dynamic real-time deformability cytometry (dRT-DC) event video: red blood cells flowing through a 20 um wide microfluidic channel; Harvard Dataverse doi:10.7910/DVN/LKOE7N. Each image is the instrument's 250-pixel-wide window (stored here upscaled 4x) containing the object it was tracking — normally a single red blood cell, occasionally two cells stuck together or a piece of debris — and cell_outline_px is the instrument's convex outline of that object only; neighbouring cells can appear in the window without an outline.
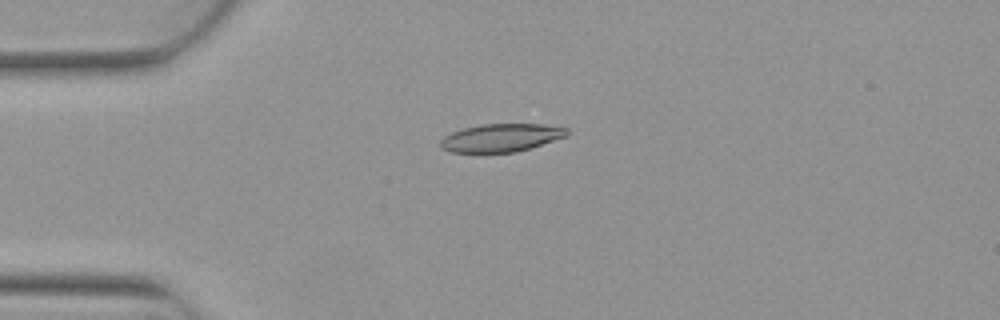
{"species": "Egyptian fruit bat (a non-hibernating species)", "species_latin": "Rousettus aegyptiacus", "temperature_condition": "warm", "stored_images_in_passage": 6, "camera_frame_rate_fps": 3000, "um_per_image_px": 0.085, "animal": {"sex": "female"}, "frame": {"image": 1, "passage_image": 6, "time_ms": 1.667, "image_size_px": [1000, 320], "cell_outline_px": [[568, 136], [516, 152], [448, 152], [440, 148], [440, 140], [444, 136], [452, 132], [464, 128], [480, 124], [544, 124], [568, 128]], "centroid_in_image_um": [42.58, 11.7], "position_along_channel_um": 42.4, "area_um2": 20.69}}